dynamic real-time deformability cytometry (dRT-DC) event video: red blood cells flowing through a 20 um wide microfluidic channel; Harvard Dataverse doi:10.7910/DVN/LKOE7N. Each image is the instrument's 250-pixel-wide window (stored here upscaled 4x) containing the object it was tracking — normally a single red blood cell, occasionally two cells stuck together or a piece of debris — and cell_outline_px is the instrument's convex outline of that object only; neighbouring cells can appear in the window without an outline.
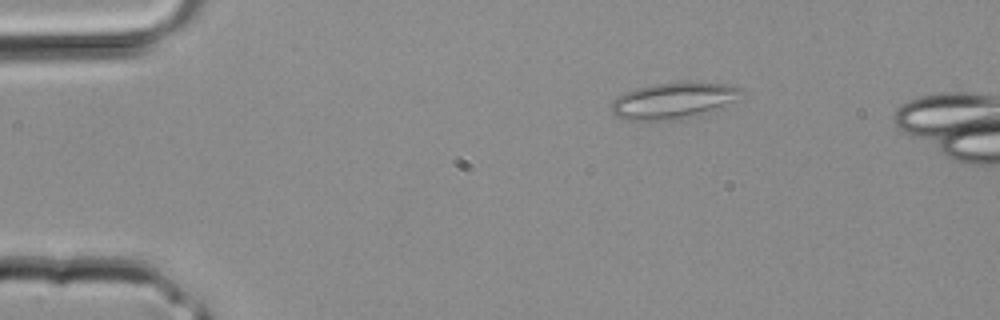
{"species": "common noctule bat (a hibernating species)", "species_latin": "Nyctalus noctula", "temperature_condition": "room temperature", "stored_images_in_passage": 2, "camera_frame_rate_fps": 3000, "um_per_image_px": 0.085, "animal": {"sex": "male", "body_mass_g": 20.4}, "frame": {"image": 1, "passage_image": 2, "time_ms": 0.333, "image_size_px": [1000, 320], "cell_outline_px": [[744, 88], [724, 104], [700, 112], [660, 120], [628, 120], [616, 116], [608, 108], [616, 96], [624, 92], [636, 88], [656, 84], [728, 84]], "centroid_in_image_um": [57.0, 8.54], "position_along_channel_um": 28.0, "area_um2": 25.37}}